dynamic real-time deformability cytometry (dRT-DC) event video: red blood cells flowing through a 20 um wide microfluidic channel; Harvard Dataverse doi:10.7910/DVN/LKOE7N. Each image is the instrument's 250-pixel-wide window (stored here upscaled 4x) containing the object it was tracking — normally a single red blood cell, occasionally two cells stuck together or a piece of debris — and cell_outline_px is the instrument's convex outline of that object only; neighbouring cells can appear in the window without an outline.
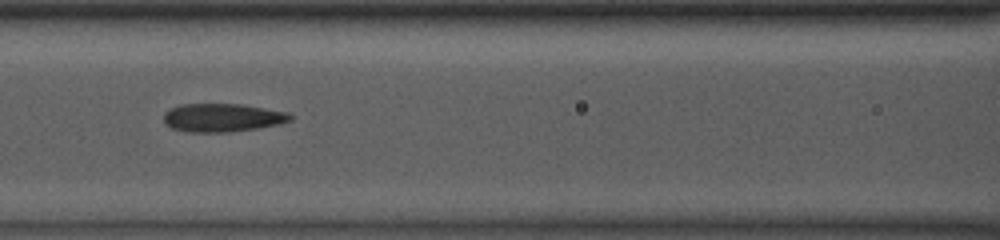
{"species": "common noctule bat (a hibernating species)", "species_latin": "Nyctalus noctula", "temperature_condition": "room temperature", "stored_images_in_passage": 15, "camera_frame_rate_fps": 3000, "um_per_image_px": 0.085, "animal": {"sex": "male", "body_mass_g": 13.0, "forearm_length_mm": 53.1}, "frame": {"image": 1, "passage_image": 9, "time_ms": 2.667, "image_size_px": [1000, 240], "cell_outline_px": [[296, 116], [292, 120], [280, 124], [256, 128], [228, 132], [188, 132], [172, 128], [164, 124], [164, 112], [180, 104], [244, 104], [288, 112]], "centroid_in_image_um": [18.94, 9.99], "position_along_channel_um": 147.7, "area_um2": 21.1}}